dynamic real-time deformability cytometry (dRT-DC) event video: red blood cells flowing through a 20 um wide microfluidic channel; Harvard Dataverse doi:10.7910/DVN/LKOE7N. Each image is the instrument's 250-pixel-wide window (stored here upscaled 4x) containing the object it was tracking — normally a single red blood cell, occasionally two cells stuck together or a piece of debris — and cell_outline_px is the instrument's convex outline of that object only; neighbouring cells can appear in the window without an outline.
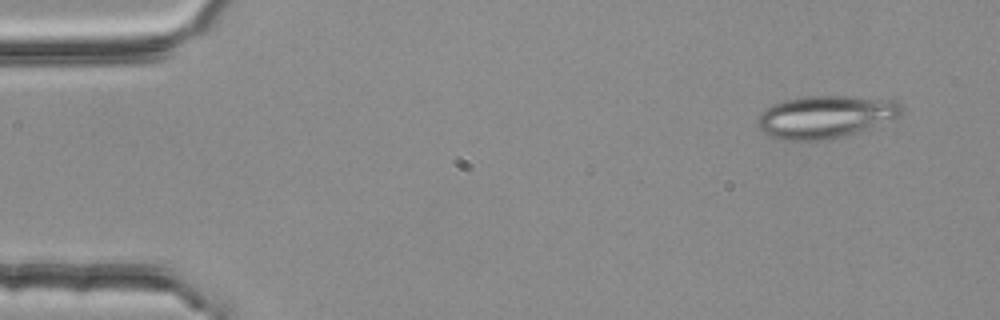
{"species": "common noctule bat (a hibernating species)", "species_latin": "Nyctalus noctula", "temperature_condition": "room temperature", "stored_images_in_passage": 3, "camera_frame_rate_fps": 3000, "um_per_image_px": 0.085, "animal": {"sex": "female", "body_mass_g": 25.1}, "frame": {"image": 1, "passage_image": 1, "time_ms": 0.0, "image_size_px": [1000, 320], "cell_outline_px": [[904, 108], [900, 116], [868, 128], [856, 132], [824, 140], [780, 140], [764, 132], [756, 124], [760, 116], [772, 104], [784, 100], [804, 96], [852, 96], [900, 100]], "centroid_in_image_um": [70.21, 9.9], "position_along_channel_um": 14.8, "area_um2": 35.49}}
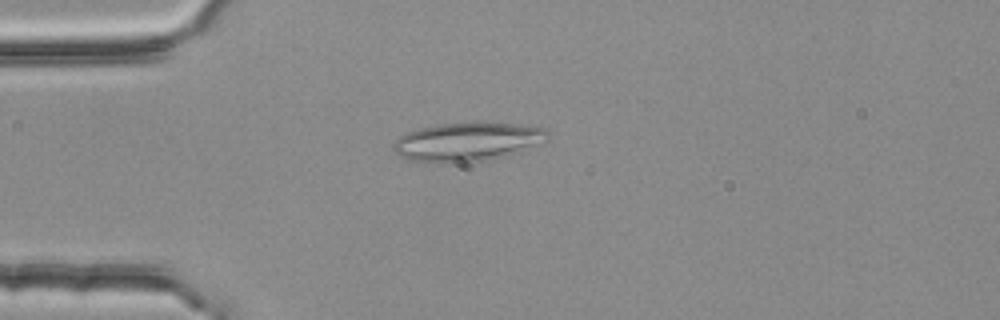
{"frame": {"image": 2, "passage_image": 3, "time_ms": 0.667, "image_size_px": [1000, 320], "cell_outline_px": [[548, 140], [540, 144], [508, 156], [484, 160], [448, 164], [436, 164], [412, 160], [400, 156], [392, 148], [392, 144], [404, 132], [436, 124], [516, 124], [544, 128], [548, 132]], "centroid_in_image_um": [39.7, 12.09], "position_along_channel_um": 45.3, "area_um2": 34.74}}